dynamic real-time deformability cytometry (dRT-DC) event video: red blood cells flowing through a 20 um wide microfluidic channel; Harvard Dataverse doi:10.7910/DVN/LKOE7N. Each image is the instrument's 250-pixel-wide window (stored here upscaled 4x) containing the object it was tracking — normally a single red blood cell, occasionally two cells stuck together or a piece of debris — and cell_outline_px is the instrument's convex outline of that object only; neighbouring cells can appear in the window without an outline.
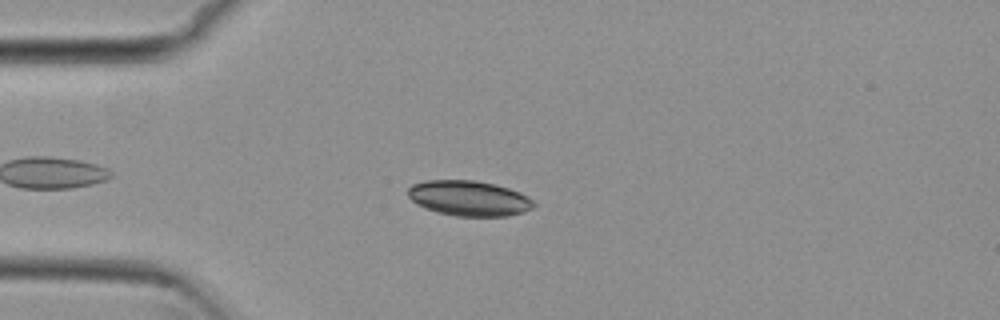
{"species": "common noctule bat (a hibernating species)", "species_latin": "Nyctalus noctula", "temperature_condition": "cold", "stored_images_in_passage": 37, "camera_frame_rate_fps": 3000, "um_per_image_px": 0.085, "animal": {"sex": "female", "body_mass_g": 29.2, "forearm_length_mm": 56.3}, "frame": {"image": 1, "passage_image": 1, "time_ms": 0.0, "image_size_px": [1000, 320], "cell_outline_px": [[536, 204], [532, 208], [524, 212], [508, 216], [456, 216], [436, 212], [424, 208], [416, 204], [408, 196], [408, 188], [412, 184], [424, 180], [472, 180], [496, 184], [520, 192], [528, 196]], "centroid_in_image_um": [39.85, 16.85], "position_along_channel_um": 45.1, "area_um2": 26.07}}
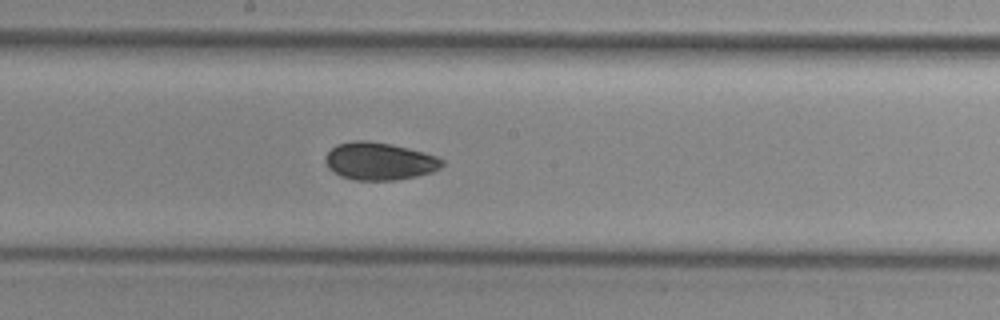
{"frame": {"image": 2, "passage_image": 16, "time_ms": 5.0, "image_size_px": [1000, 320], "cell_outline_px": [[444, 164], [440, 168], [432, 172], [416, 176], [396, 180], [356, 180], [340, 176], [328, 168], [324, 160], [324, 156], [336, 144], [352, 140], [368, 140], [392, 144], [424, 152], [436, 156], [444, 160]], "centroid_in_image_um": [32.23, 13.69], "position_along_channel_um": 216.0, "area_um2": 25.78}}
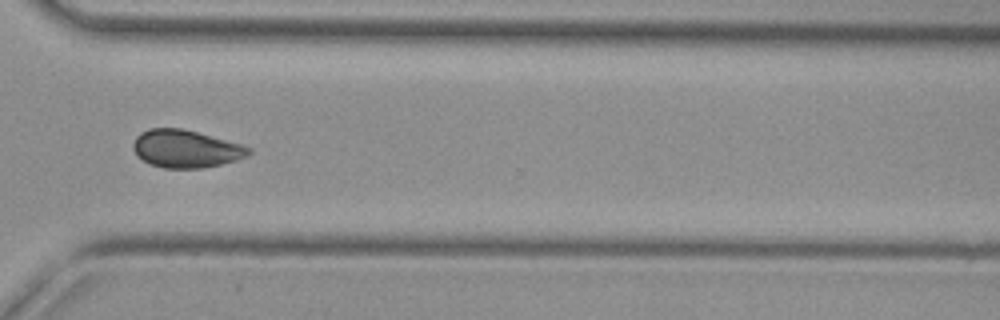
{"frame": {"image": 3, "passage_image": 27, "time_ms": 8.667, "image_size_px": [1000, 320], "cell_outline_px": [[252, 152], [248, 156], [236, 160], [220, 164], [200, 168], [164, 168], [148, 164], [136, 156], [132, 148], [132, 144], [136, 136], [140, 132], [148, 128], [180, 128], [196, 132], [240, 144], [252, 148]], "centroid_in_image_um": [15.74, 12.65], "position_along_channel_um": 354.9, "area_um2": 25.43}, "authors_computed_cell_mechanics": {"area_um2": 25.2008, "velocity_mm_per_s": 3.7825, "shape_relaxation_time_tau1_ms": 5.6426, "shape_relaxation_time_tau2_ms": 10.9484, "deformation_change_tau1": 0.0876, "deformation_change_tau2": 0.0915}}